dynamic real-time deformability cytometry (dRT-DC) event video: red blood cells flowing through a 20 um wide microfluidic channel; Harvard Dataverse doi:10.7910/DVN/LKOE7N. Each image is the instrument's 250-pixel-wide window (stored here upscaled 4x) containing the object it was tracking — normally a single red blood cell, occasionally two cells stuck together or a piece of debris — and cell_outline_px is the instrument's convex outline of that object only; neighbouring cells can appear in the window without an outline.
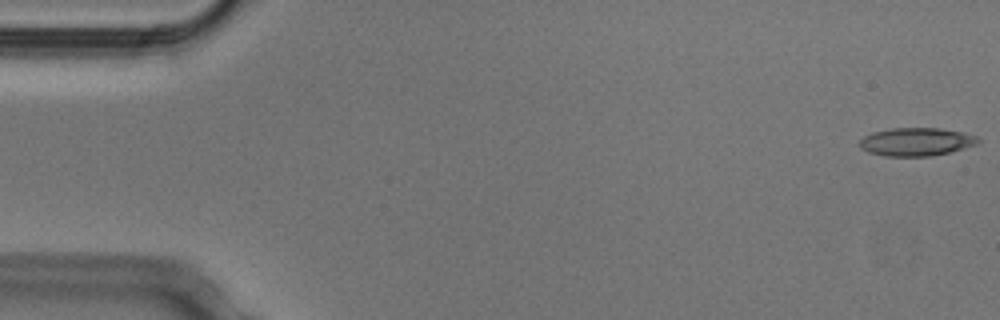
{"species": "Egyptian fruit bat (a non-hibernating species)", "species_latin": "Rousettus aegyptiacus", "temperature_condition": "cold", "stored_images_in_passage": 10, "camera_frame_rate_fps": 3000, "um_per_image_px": 0.085, "animal": {"sex": "male"}, "frame": {"image": 1, "passage_image": 1, "time_ms": 0.0, "image_size_px": [1000, 320], "cell_outline_px": [[980, 144], [948, 152], [928, 156], [884, 156], [868, 152], [860, 148], [860, 140], [864, 136], [872, 132], [892, 128], [940, 128], [964, 132], [976, 136], [980, 140]], "centroid_in_image_um": [77.89, 12.05], "position_along_channel_um": 7.1, "area_um2": 19.48}}